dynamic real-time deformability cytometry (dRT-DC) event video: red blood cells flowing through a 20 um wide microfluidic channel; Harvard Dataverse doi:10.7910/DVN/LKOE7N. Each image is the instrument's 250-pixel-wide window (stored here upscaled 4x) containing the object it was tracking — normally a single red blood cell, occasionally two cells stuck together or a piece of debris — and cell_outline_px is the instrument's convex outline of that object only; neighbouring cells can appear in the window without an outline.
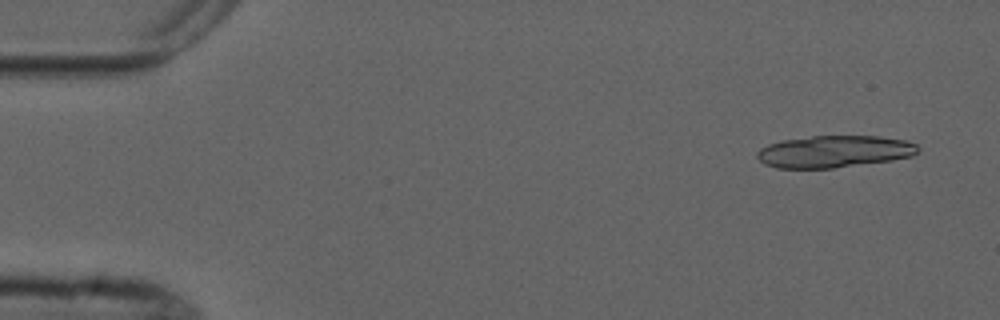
{"species": "common noctule bat (a hibernating species)", "species_latin": "Nyctalus noctula", "temperature_condition": "cold", "stored_images_in_passage": 8, "camera_frame_rate_fps": 3000, "um_per_image_px": 0.085, "animal": {"sex": "male", "forearm_length_mm": 52.5}, "frame": {"image": 1, "passage_image": 1, "time_ms": 0.0, "image_size_px": [1000, 320], "cell_outline_px": [[920, 148], [912, 156], [892, 160], [832, 168], [776, 168], [764, 164], [756, 156], [756, 152], [760, 148], [768, 144], [784, 140], [812, 136], [880, 136], [904, 140], [916, 144]], "centroid_in_image_um": [70.89, 12.88], "position_along_channel_um": 14.1, "area_um2": 29.94}}
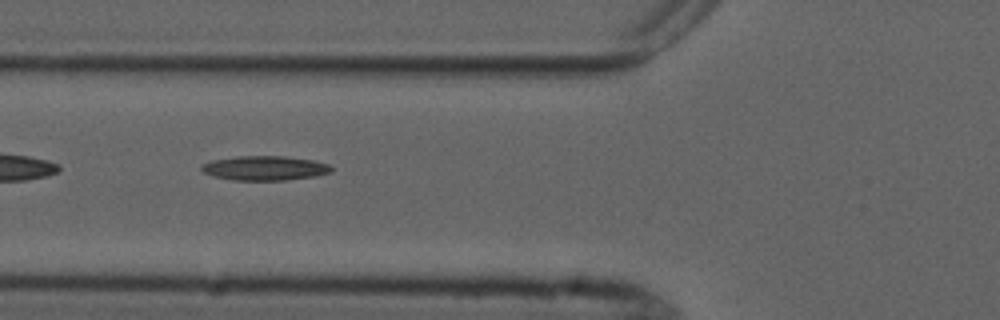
{"frame": {"image": 2, "passage_image": 6, "time_ms": 5.667, "image_size_px": [1000, 320], "cell_outline_px": [[332, 172], [316, 176], [288, 180], [232, 180], [216, 176], [204, 172], [200, 168], [200, 164], [212, 160], [236, 156], [284, 156], [312, 160], [328, 164], [332, 168]], "centroid_in_image_um": [22.5, 14.29], "position_along_channel_um": 103.3, "area_um2": 18.5}}
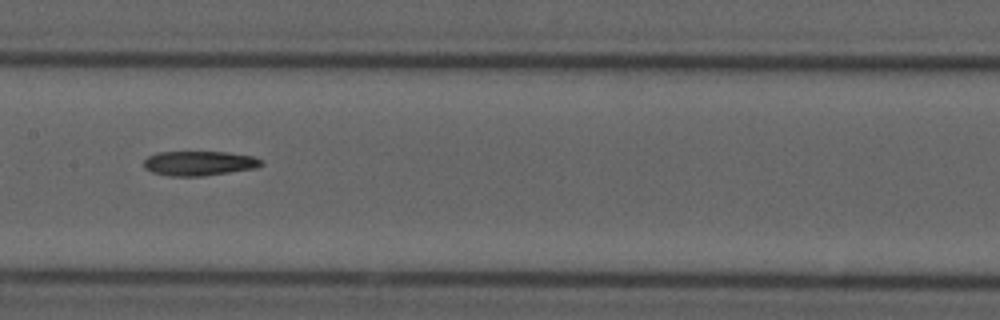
{"frame": {"image": 3, "passage_image": 8, "time_ms": 8.0, "image_size_px": [1000, 320], "cell_outline_px": [[264, 164], [256, 168], [204, 176], [168, 176], [152, 172], [144, 168], [144, 160], [148, 156], [160, 152], [228, 152], [252, 156], [264, 160]], "centroid_in_image_um": [16.95, 13.88], "position_along_channel_um": 190.4, "area_um2": 16.94}}